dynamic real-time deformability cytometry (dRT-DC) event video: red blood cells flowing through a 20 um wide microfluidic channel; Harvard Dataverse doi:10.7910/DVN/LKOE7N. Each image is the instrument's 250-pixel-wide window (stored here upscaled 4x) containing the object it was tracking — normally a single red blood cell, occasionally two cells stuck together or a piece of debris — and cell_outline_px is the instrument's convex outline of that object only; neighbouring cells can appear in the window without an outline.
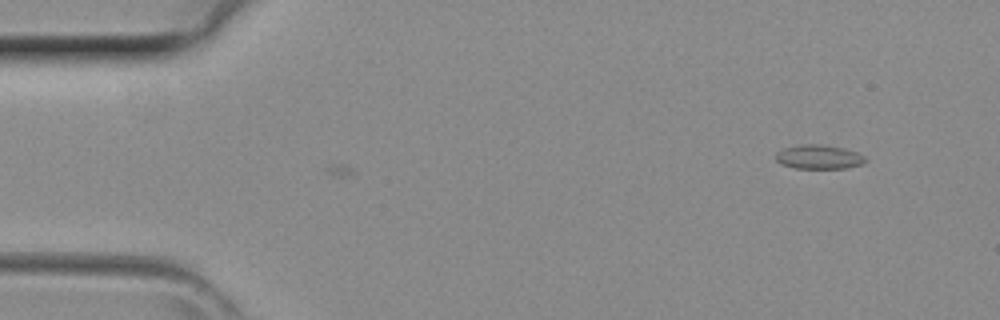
{"species": "common noctule bat (a hibernating species)", "species_latin": "Nyctalus noctula", "temperature_condition": "room temperature", "stored_images_in_passage": 4, "camera_frame_rate_fps": 3000, "um_per_image_px": 0.085, "animal": {"sex": "female", "body_mass_g": 29.2, "forearm_length_mm": 56.3}, "frame": {"image": 1, "passage_image": 4, "time_ms": 1.0, "image_size_px": [1000, 320], "cell_outline_px": [[868, 160], [864, 164], [844, 168], [796, 168], [780, 164], [776, 160], [776, 152], [784, 148], [804, 144], [820, 144], [844, 148], [856, 152], [864, 156]], "centroid_in_image_um": [69.62, 13.34], "position_along_channel_um": 15.4, "area_um2": 12.6}}